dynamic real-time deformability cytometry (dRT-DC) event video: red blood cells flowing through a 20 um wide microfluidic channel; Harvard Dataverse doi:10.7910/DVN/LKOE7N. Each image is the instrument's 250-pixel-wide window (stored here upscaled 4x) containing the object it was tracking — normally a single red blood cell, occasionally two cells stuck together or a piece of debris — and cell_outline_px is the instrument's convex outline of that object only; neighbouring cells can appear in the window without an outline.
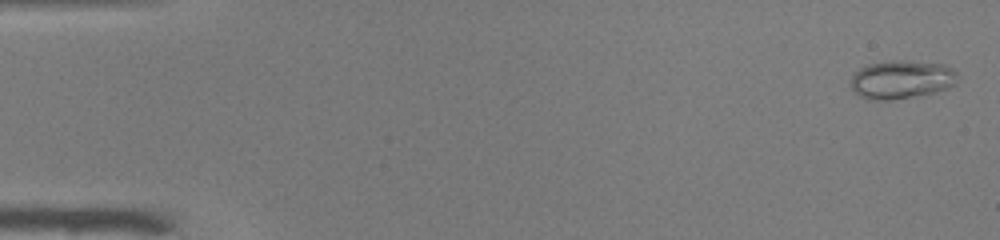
{"species": "common noctule bat (a hibernating species)", "species_latin": "Nyctalus noctula", "temperature_condition": "warm", "stored_images_in_passage": 52, "camera_frame_rate_fps": 3000, "um_per_image_px": 0.085, "animal": {"sex": "male", "body_mass_g": 19.0, "forearm_length_mm": 50.8}, "frame": {"image": 1, "passage_image": 2, "time_ms": 0.333, "image_size_px": [1000, 240], "cell_outline_px": [[956, 84], [948, 88], [936, 92], [892, 100], [868, 100], [860, 96], [852, 88], [852, 76], [860, 68], [868, 64], [888, 60], [904, 60], [944, 64], [952, 68], [956, 72]], "centroid_in_image_um": [76.64, 6.75], "position_along_channel_um": 8.4, "area_um2": 23.99}}
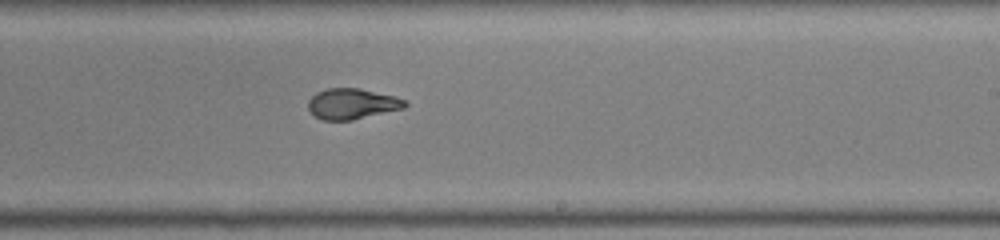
{"frame": {"image": 2, "passage_image": 32, "time_ms": 10.333, "image_size_px": [1000, 240], "cell_outline_px": [[408, 104], [404, 108], [352, 120], [324, 120], [316, 116], [308, 108], [308, 100], [316, 92], [328, 88], [360, 88], [396, 96], [404, 100]], "centroid_in_image_um": [29.93, 8.81], "position_along_channel_um": 259.1, "area_um2": 17.22}}
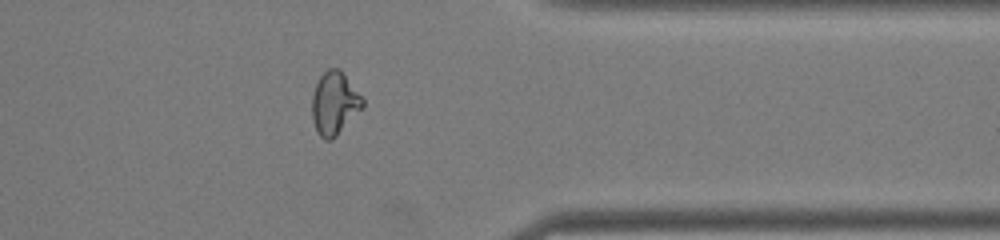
{"frame": {"image": 3, "passage_image": 42, "time_ms": 13.667, "image_size_px": [1000, 240], "cell_outline_px": [[364, 108], [332, 140], [324, 140], [316, 132], [312, 120], [312, 96], [316, 84], [320, 76], [328, 68], [340, 68], [364, 100]], "centroid_in_image_um": [28.43, 8.8], "position_along_channel_um": 383.0, "area_um2": 18.73}, "authors_computed_cell_mechanics": {"area_um2": 18.7272, "velocity_mm_per_s": 3.9747, "shape_relaxation_time_tau1_ms": null, "shape_relaxation_time_tau2_ms": 1.1184, "deformation_change_tau1": null, "deformation_change_tau2": 0.0578}}